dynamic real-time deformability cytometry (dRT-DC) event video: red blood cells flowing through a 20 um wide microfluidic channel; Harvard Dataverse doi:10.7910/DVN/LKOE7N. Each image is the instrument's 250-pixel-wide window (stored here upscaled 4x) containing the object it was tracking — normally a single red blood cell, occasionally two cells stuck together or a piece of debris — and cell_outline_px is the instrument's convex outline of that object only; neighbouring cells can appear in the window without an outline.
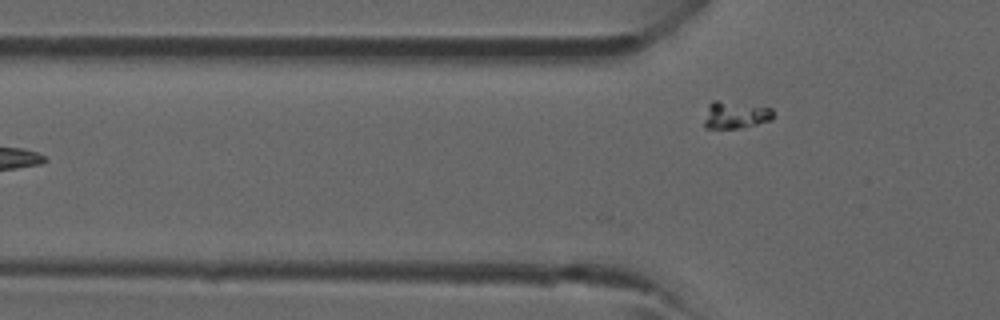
{"species": "common noctule bat (a hibernating species)", "species_latin": "Nyctalus noctula", "temperature_condition": "room temperature", "stored_images_in_passage": 3, "camera_frame_rate_fps": 3000, "um_per_image_px": 0.085, "animal": {"sex": "male", "forearm_length_mm": 52.5}, "frame": {"image": 1, "passage_image": 3, "time_ms": 2.333, "image_size_px": [1000, 320], "cell_outline_px": [[772, 120], [756, 124], [736, 128], [704, 128], [704, 120], [708, 104], [712, 100], [716, 100], [772, 108]], "centroid_in_image_um": [62.46, 9.77], "position_along_channel_um": 63.3, "area_um2": 10.75}}